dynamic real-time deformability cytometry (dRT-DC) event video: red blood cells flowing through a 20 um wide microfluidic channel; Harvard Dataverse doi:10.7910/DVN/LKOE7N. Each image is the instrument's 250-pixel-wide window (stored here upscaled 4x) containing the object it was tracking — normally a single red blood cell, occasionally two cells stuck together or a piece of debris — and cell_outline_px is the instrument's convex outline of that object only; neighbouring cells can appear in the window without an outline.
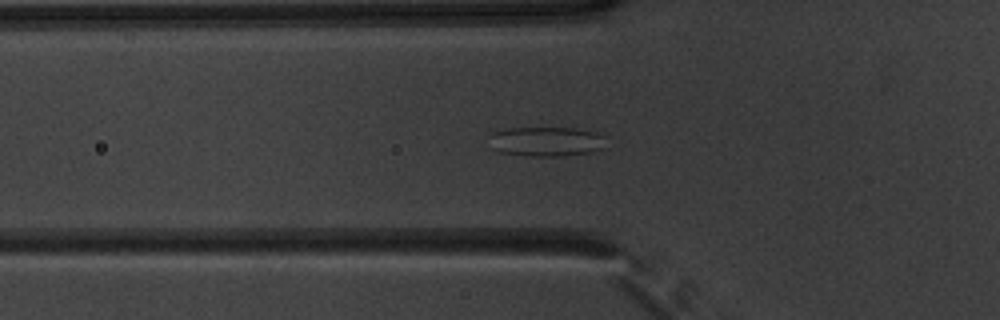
{"species": "common noctule bat (a hibernating species)", "species_latin": "Nyctalus noctula", "temperature_condition": "warm", "stored_images_in_passage": 54, "segment_of_instrument_passage": [1, 2], "camera_frame_rate_fps": 3000, "um_per_image_px": 0.085, "animal": {"sex": "male", "body_mass_g": 20.1, "forearm_length_mm": 53.5}, "frame": {"image": 1, "passage_image": 19, "time_ms": 6.0, "image_size_px": [1000, 320], "cell_outline_px": [[604, 148], [592, 152], [564, 156], [528, 156], [500, 152], [492, 148], [488, 136], [492, 132], [508, 128], [576, 128], [596, 132], [604, 136]], "centroid_in_image_um": [46.42, 12.03], "position_along_channel_um": 79.4, "area_um2": 20.35}}
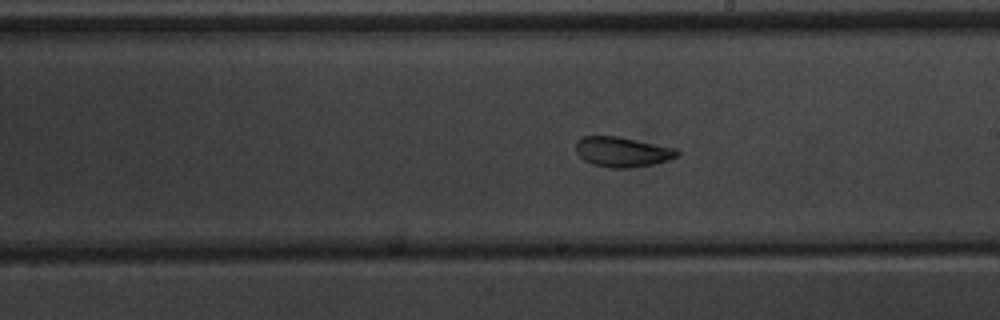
{"frame": {"image": 2, "passage_image": 31, "time_ms": 10.0, "image_size_px": [1000, 320], "cell_outline_px": [[680, 156], [668, 160], [652, 164], [628, 168], [612, 168], [592, 164], [584, 160], [576, 152], [576, 140], [584, 136], [616, 136], [676, 148], [680, 152]], "centroid_in_image_um": [52.9, 12.91], "position_along_channel_um": 236.1, "area_um2": 17.69}}
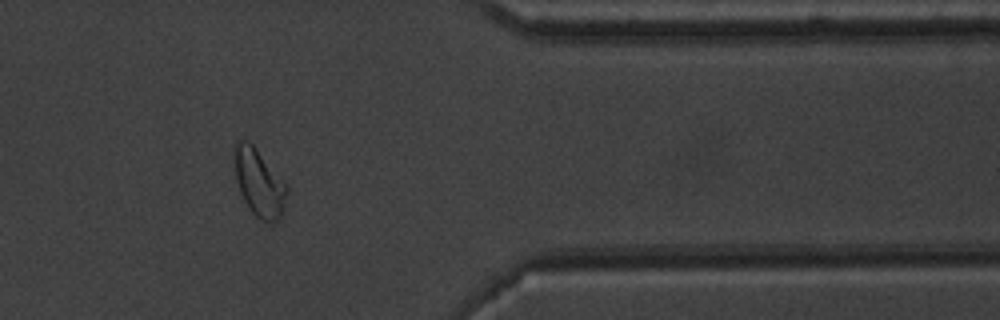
{"frame": {"image": 3, "passage_image": 44, "time_ms": 14.333, "image_size_px": [1000, 320], "cell_outline_px": [[288, 192], [284, 208], [280, 220], [272, 224], [260, 220], [248, 208], [240, 192], [236, 180], [236, 140], [248, 140], [252, 144], [288, 184]], "centroid_in_image_um": [22.08, 15.6], "position_along_channel_um": 389.3, "area_um2": 20.63}}